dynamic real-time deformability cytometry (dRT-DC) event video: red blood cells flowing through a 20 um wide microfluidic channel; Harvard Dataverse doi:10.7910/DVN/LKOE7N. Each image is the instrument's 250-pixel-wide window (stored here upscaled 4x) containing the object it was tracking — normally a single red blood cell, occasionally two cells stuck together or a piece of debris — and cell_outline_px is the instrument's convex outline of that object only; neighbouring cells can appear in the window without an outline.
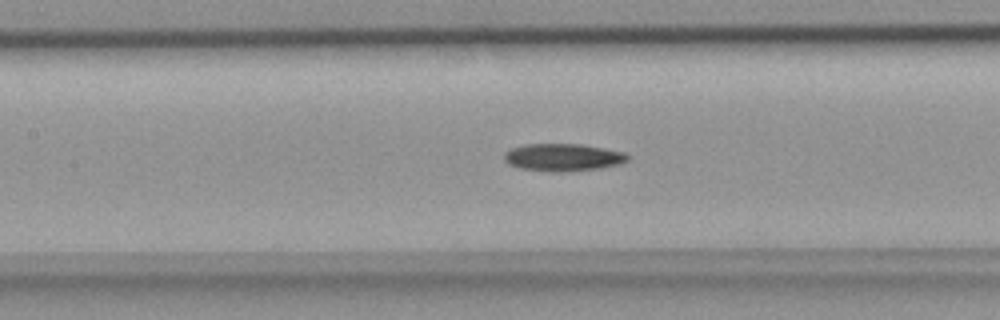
{"species": "common noctule bat (a hibernating species)", "species_latin": "Nyctalus noctula", "temperature_condition": "room temperature", "stored_images_in_passage": 38, "camera_frame_rate_fps": 3000, "um_per_image_px": 0.085, "animal": {"sex": "female", "body_mass_g": 18.4}, "frame": {"image": 1, "passage_image": 18, "time_ms": 5.667, "image_size_px": [1000, 320], "cell_outline_px": [[628, 160], [620, 164], [600, 168], [560, 172], [548, 172], [520, 168], [508, 164], [504, 160], [504, 152], [512, 148], [524, 144], [580, 144], [604, 148], [624, 152], [628, 156]], "centroid_in_image_um": [47.82, 13.37], "position_along_channel_um": 159.6, "area_um2": 19.83}}
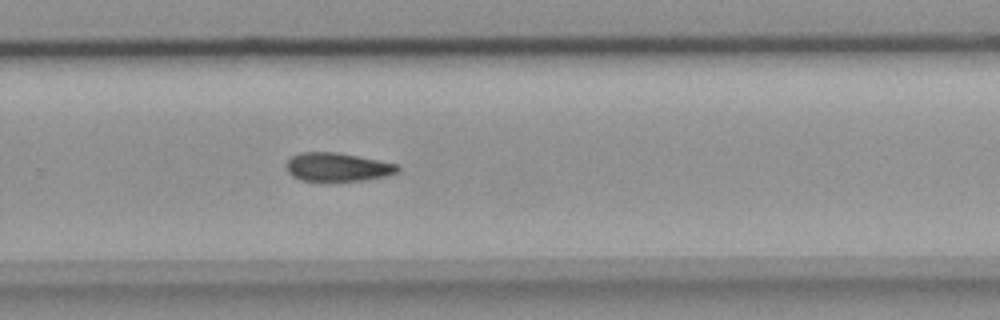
{"frame": {"image": 2, "passage_image": 28, "time_ms": 9.0, "image_size_px": [1000, 320], "cell_outline_px": [[400, 172], [384, 176], [364, 180], [300, 180], [292, 176], [288, 172], [284, 164], [292, 156], [300, 152], [336, 152], [400, 164]], "centroid_in_image_um": [28.69, 14.19], "position_along_channel_um": 301.1, "area_um2": 18.5}}
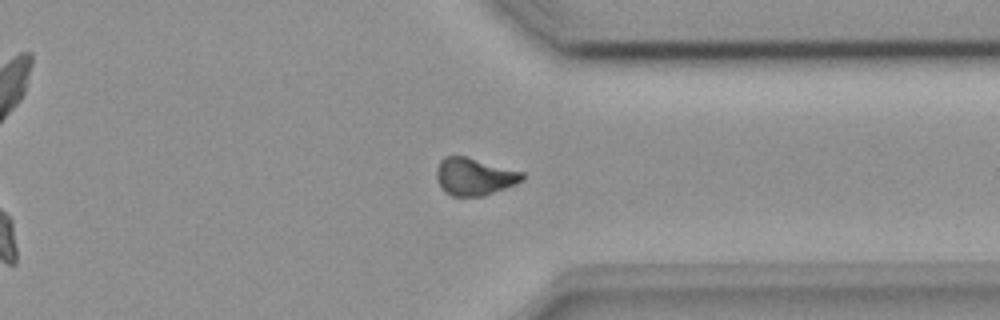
{"frame": {"image": 3, "passage_image": 33, "time_ms": 10.667, "image_size_px": [1000, 320], "cell_outline_px": [[524, 180], [516, 184], [484, 196], [452, 196], [444, 192], [436, 176], [436, 168], [440, 160], [444, 156], [468, 156], [524, 172]], "centroid_in_image_um": [40.33, 15.0], "position_along_channel_um": 371.1, "area_um2": 18.9}}